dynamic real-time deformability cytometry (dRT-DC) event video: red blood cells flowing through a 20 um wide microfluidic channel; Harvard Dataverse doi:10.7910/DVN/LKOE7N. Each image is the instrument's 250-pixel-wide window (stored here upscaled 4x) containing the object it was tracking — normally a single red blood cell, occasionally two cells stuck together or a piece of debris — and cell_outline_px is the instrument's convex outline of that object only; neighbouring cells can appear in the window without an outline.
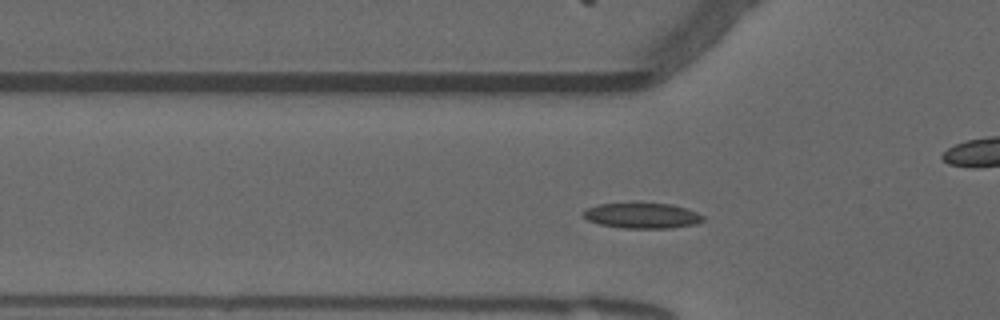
{"species": "common noctule bat (a hibernating species)", "species_latin": "Nyctalus noctula", "temperature_condition": "warm", "stored_images_in_passage": 28, "camera_frame_rate_fps": 3000, "um_per_image_px": 0.085, "animal": {"sex": "male", "forearm_length_mm": 52.5}, "frame": {"image": 1, "passage_image": 10, "time_ms": 3.0, "image_size_px": [1000, 320], "cell_outline_px": [[704, 220], [696, 224], [672, 228], [624, 228], [600, 224], [588, 220], [584, 216], [584, 212], [588, 208], [600, 204], [672, 204], [696, 212], [704, 216]], "centroid_in_image_um": [54.63, 18.34], "position_along_channel_um": 71.2, "area_um2": 17.34}}
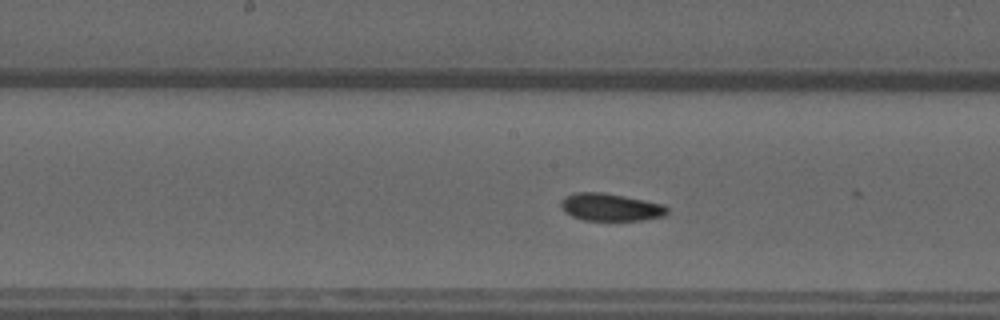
{"frame": {"image": 2, "passage_image": 20, "time_ms": 6.333, "image_size_px": [1000, 320], "cell_outline_px": [[668, 212], [664, 216], [644, 220], [584, 220], [572, 216], [564, 212], [560, 204], [560, 200], [576, 192], [604, 192], [664, 204], [668, 208]], "centroid_in_image_um": [51.9, 17.61], "position_along_channel_um": 196.3, "area_um2": 17.05}}
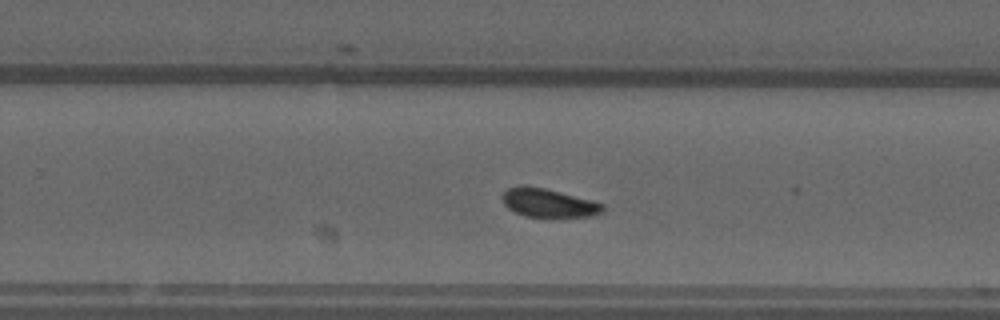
{"frame": {"image": 3, "passage_image": 27, "time_ms": 8.667, "image_size_px": [1000, 320], "cell_outline_px": [[604, 212], [592, 216], [524, 216], [508, 208], [504, 204], [500, 196], [508, 188], [524, 184], [544, 188], [592, 200], [604, 204]], "centroid_in_image_um": [46.6, 17.23], "position_along_channel_um": 283.2, "area_um2": 16.65}}